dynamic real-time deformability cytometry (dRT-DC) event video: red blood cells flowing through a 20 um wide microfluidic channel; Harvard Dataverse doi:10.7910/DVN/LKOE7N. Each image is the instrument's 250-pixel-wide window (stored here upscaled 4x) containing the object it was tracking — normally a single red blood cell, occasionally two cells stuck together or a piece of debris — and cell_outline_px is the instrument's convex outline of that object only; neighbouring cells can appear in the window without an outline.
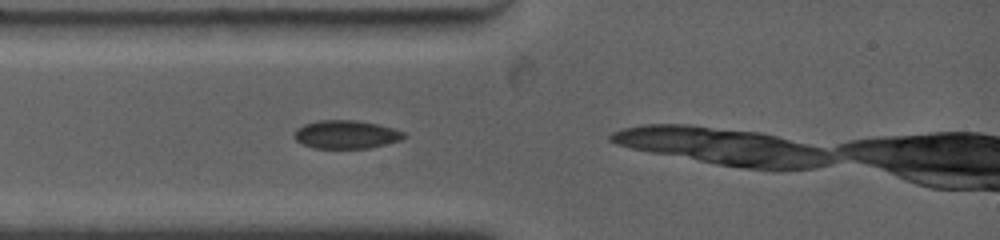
{"species": "common noctule bat (a hibernating species)", "species_latin": "Nyctalus noctula", "temperature_condition": "warm", "stored_images_in_passage": 1, "camera_frame_rate_fps": 4500, "um_per_image_px": 0.085, "animal": {"sex": "female", "body_mass_g": 19.0, "forearm_length_mm": 53.3}, "frame": {"image": 1, "passage_image": 1, "time_ms": 0.0, "image_size_px": [1000, 240], "cell_outline_px": [[408, 136], [400, 140], [368, 148], [312, 148], [296, 140], [296, 132], [304, 124], [316, 120], [356, 120], [376, 124], [392, 128], [404, 132]], "centroid_in_image_um": [29.45, 11.43], "position_along_channel_um": 55.6, "area_um2": 17.8}}